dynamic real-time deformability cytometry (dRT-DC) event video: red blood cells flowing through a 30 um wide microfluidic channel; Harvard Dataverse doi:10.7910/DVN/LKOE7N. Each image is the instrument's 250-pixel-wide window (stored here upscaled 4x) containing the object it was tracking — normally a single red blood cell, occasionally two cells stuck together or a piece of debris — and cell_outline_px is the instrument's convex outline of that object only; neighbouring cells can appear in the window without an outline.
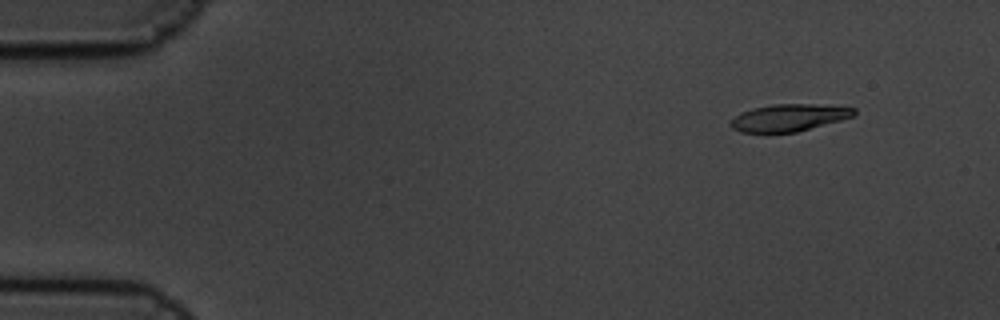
{"species": "common noctule bat (a hibernating species)", "species_latin": "Nyctalus noctula", "temperature_condition": "cold", "stored_images_in_passage": 7, "camera_frame_rate_fps": 3000, "um_per_image_px": 0.085, "animal": {"sex": "male", "body_mass_g": 19.5, "forearm_length_mm": 54.6}, "frame": {"image": 1, "passage_image": 2, "time_ms": 0.333, "image_size_px": [1000, 320], "cell_outline_px": [[856, 116], [796, 132], [740, 132], [732, 128], [728, 124], [740, 112], [752, 108], [772, 104], [816, 104], [856, 108]], "centroid_in_image_um": [67.06, 9.99], "position_along_channel_um": 17.9, "area_um2": 19.54}}
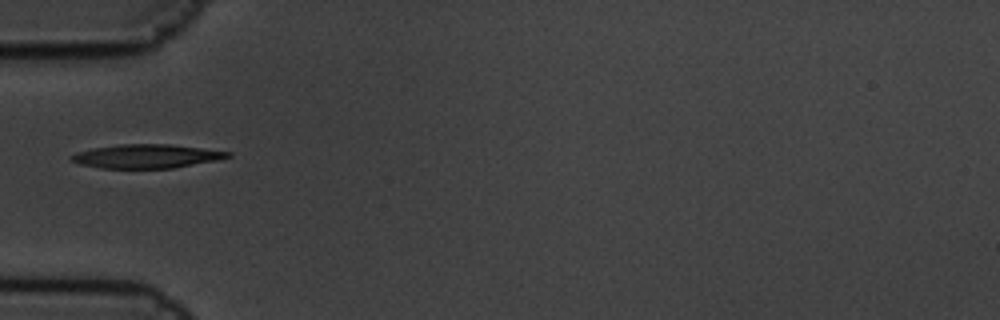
{"frame": {"image": 2, "passage_image": 6, "time_ms": 1.667, "image_size_px": [1000, 320], "cell_outline_px": [[232, 156], [216, 160], [172, 168], [100, 168], [80, 164], [72, 160], [72, 156], [76, 152], [92, 148], [120, 144], [168, 144], [232, 152]], "centroid_in_image_um": [12.45, 13.27], "position_along_channel_um": 72.6, "area_um2": 21.44}}
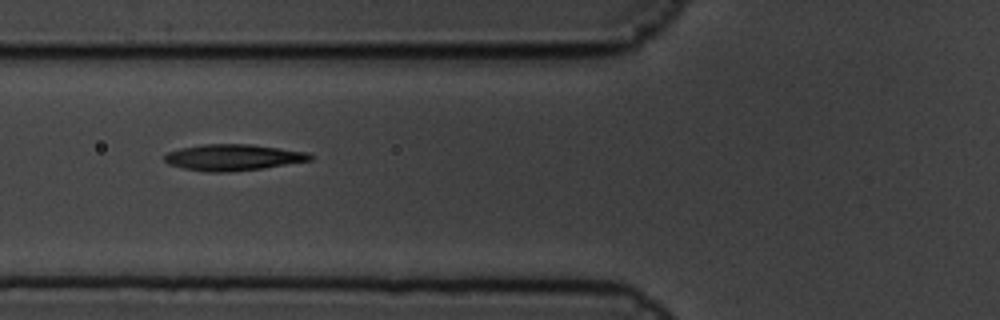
{"frame": {"image": 3, "passage_image": 7, "time_ms": 2.0, "image_size_px": [1000, 320], "cell_outline_px": [[312, 160], [264, 168], [228, 172], [208, 172], [184, 168], [168, 164], [164, 160], [164, 156], [168, 152], [180, 148], [204, 144], [252, 144], [308, 152], [312, 156]], "centroid_in_image_um": [19.81, 13.38], "position_along_channel_um": 106.0, "area_um2": 22.25}}